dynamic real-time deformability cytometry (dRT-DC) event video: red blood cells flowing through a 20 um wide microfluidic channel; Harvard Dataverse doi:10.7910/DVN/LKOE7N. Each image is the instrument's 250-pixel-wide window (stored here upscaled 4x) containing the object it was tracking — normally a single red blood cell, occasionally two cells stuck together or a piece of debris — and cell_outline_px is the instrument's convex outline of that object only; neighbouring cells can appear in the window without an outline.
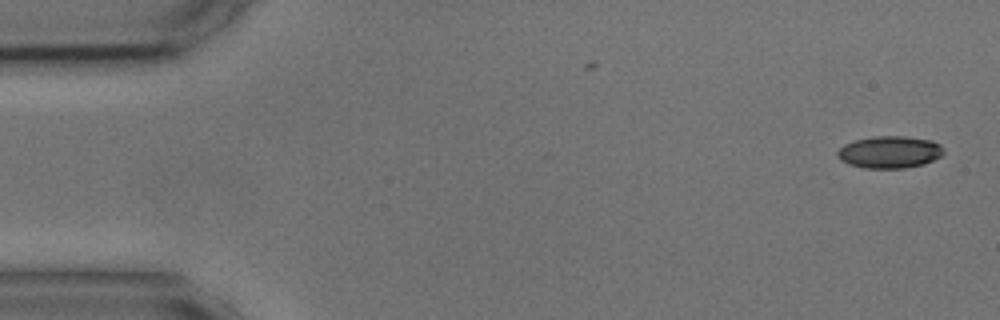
{"species": "common noctule bat (a hibernating species)", "species_latin": "Nyctalus noctula", "temperature_condition": "cold", "stored_images_in_passage": 55, "camera_frame_rate_fps": 3000, "um_per_image_px": 0.085, "animal": {"sex": "male", "body_mass_g": 17.9, "forearm_length_mm": 54.2}, "frame": {"image": 1, "passage_image": 1, "time_ms": 0.0, "image_size_px": [1000, 320], "cell_outline_px": [[944, 152], [940, 156], [924, 164], [904, 168], [864, 168], [848, 164], [840, 160], [836, 156], [836, 152], [844, 144], [856, 140], [876, 136], [904, 136], [932, 140], [940, 144], [944, 148]], "centroid_in_image_um": [75.61, 12.93], "position_along_channel_um": 9.4, "area_um2": 19.94}}
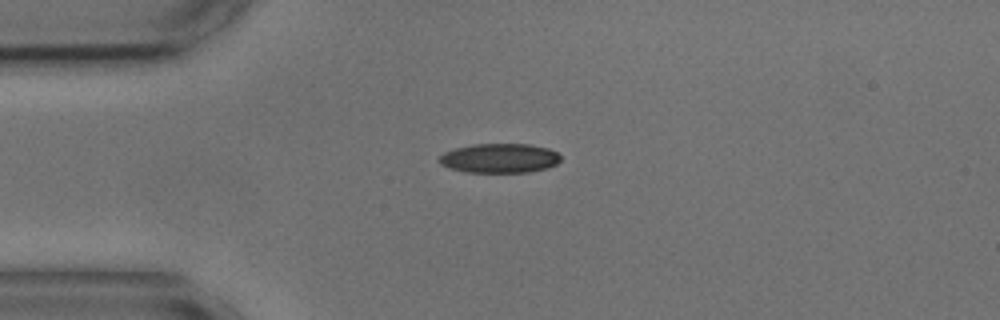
{"frame": {"image": 2, "passage_image": 12, "time_ms": 3.667, "image_size_px": [1000, 320], "cell_outline_px": [[560, 160], [556, 164], [548, 168], [528, 172], [464, 172], [448, 168], [440, 164], [436, 160], [444, 152], [456, 148], [472, 144], [528, 144], [548, 148], [556, 152], [560, 156]], "centroid_in_image_um": [42.42, 13.45], "position_along_channel_um": 42.6, "area_um2": 20.92}}
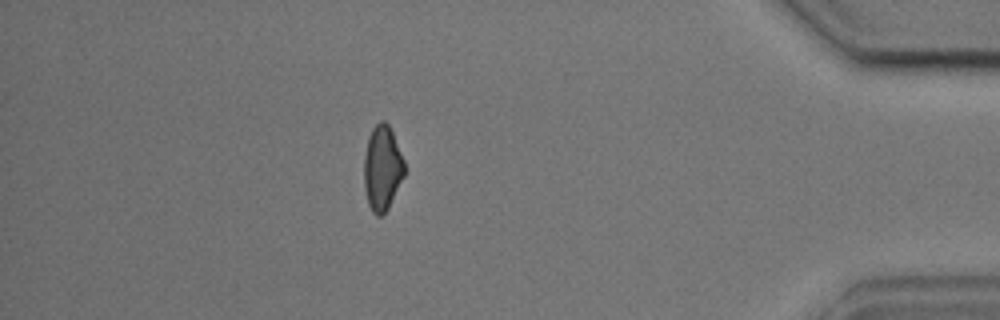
{"frame": {"image": 3, "passage_image": 47, "time_ms": 15.333, "image_size_px": [1000, 320], "cell_outline_px": [[404, 176], [388, 208], [380, 216], [376, 216], [372, 212], [368, 204], [364, 188], [364, 156], [368, 136], [372, 128], [380, 120], [384, 120], [388, 124], [392, 132], [404, 160]], "centroid_in_image_um": [32.47, 14.28], "position_along_channel_um": 402.7, "area_um2": 20.0}, "authors_computed_cell_mechanics": {"area_um2": 20.4612, "velocity_mm_per_s": 3.6244, "shape_relaxation_time_tau1_ms": 3.4783, "shape_relaxation_time_tau2_ms": 6.5288, "deformation_change_tau1": 0.1106, "deformation_change_tau2": 0.134}}